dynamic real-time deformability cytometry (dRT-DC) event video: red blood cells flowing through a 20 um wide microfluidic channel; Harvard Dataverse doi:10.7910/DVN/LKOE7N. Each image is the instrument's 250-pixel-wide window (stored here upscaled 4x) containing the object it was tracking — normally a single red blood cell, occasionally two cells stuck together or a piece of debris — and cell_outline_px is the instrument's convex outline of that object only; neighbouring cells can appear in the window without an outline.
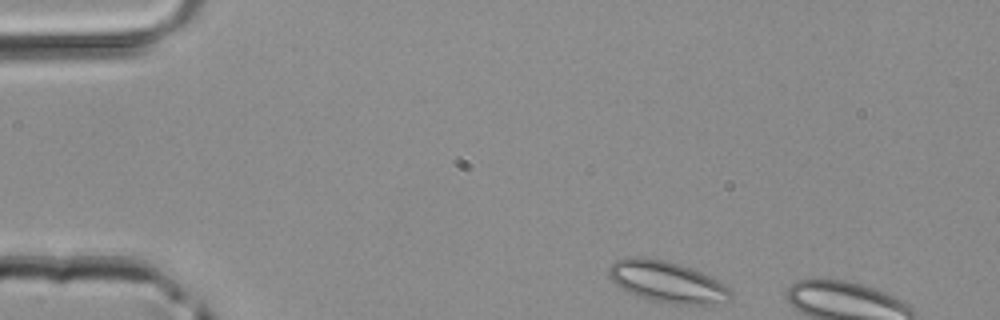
{"species": "common noctule bat (a hibernating species)", "species_latin": "Nyctalus noctula", "temperature_condition": "room temperature", "stored_images_in_passage": 2, "camera_frame_rate_fps": 3000, "um_per_image_px": 0.085, "animal": {"sex": "male", "body_mass_g": 20.4}, "frame": {"image": 1, "passage_image": 1, "time_ms": 0.0, "image_size_px": [1000, 320], "cell_outline_px": [[732, 300], [708, 304], [672, 304], [636, 296], [616, 284], [608, 276], [608, 268], [616, 260], [628, 256], [640, 256], [664, 260], [680, 264], [692, 268], [724, 284], [732, 292]], "centroid_in_image_um": [56.68, 23.94], "position_along_channel_um": 28.3, "area_um2": 29.19}}